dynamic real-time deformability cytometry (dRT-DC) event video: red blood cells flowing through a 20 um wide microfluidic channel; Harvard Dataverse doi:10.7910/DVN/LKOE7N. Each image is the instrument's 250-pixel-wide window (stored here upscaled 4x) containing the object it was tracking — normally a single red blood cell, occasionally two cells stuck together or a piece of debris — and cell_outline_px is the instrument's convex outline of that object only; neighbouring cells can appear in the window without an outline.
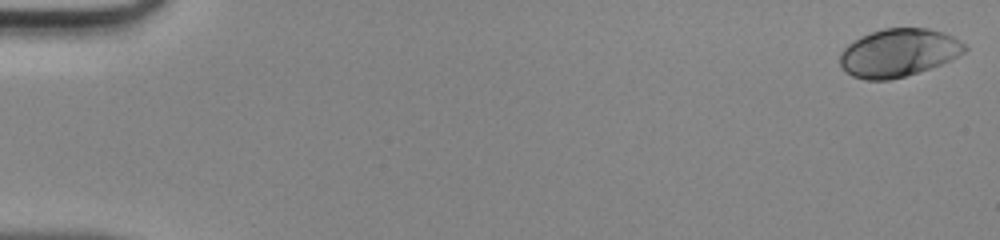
{"species": "human", "species_latin": "Homo sapiens", "temperature_condition": "room temperature", "stored_images_in_passage": 48, "camera_frame_rate_fps": 3000, "um_per_image_px": 0.085, "donor": {"sex": "male"}, "frame": {"image": 1, "passage_image": 1, "time_ms": 0.0, "image_size_px": [1000, 240], "cell_outline_px": [[968, 48], [964, 52], [940, 64], [904, 76], [888, 80], [868, 80], [852, 76], [840, 64], [840, 52], [852, 40], [860, 36], [884, 28], [928, 28], [944, 32], [952, 36], [964, 44]], "centroid_in_image_um": [76.34, 4.47], "position_along_channel_um": 8.7, "area_um2": 34.51}}
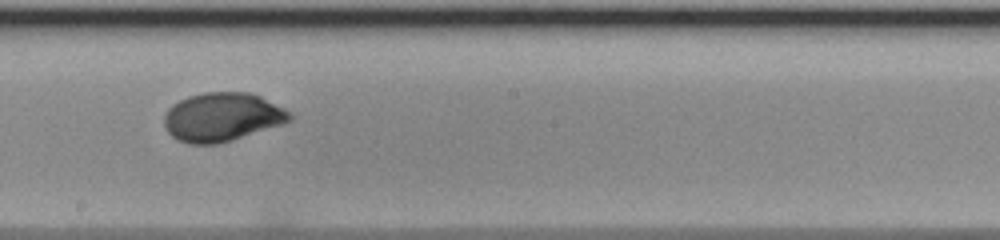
{"frame": {"image": 2, "passage_image": 28, "time_ms": 9.0, "image_size_px": [1000, 240], "cell_outline_px": [[292, 120], [284, 124], [232, 140], [216, 144], [188, 144], [176, 140], [164, 128], [164, 116], [168, 108], [172, 104], [188, 96], [204, 92], [248, 92], [260, 96], [292, 112]], "centroid_in_image_um": [18.88, 9.95], "position_along_channel_um": 229.3, "area_um2": 35.95}}
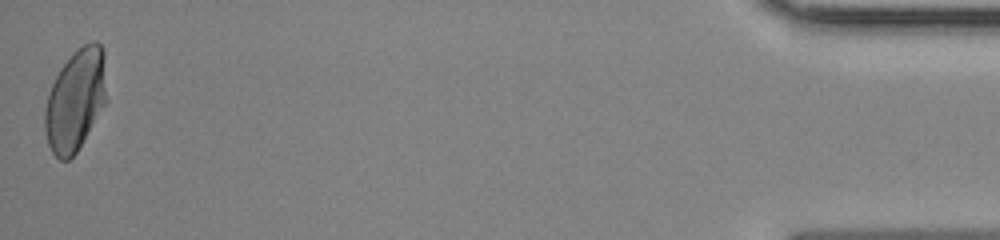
{"frame": {"image": 3, "passage_image": 48, "time_ms": 15.667, "image_size_px": [1000, 240], "cell_outline_px": [[104, 104], [76, 152], [68, 160], [60, 160], [52, 152], [48, 144], [44, 132], [44, 112], [48, 96], [52, 84], [60, 68], [72, 52], [84, 44], [92, 40], [96, 40], [100, 44], [104, 52]], "centroid_in_image_um": [6.37, 8.49], "position_along_channel_um": 428.8, "area_um2": 35.89}}